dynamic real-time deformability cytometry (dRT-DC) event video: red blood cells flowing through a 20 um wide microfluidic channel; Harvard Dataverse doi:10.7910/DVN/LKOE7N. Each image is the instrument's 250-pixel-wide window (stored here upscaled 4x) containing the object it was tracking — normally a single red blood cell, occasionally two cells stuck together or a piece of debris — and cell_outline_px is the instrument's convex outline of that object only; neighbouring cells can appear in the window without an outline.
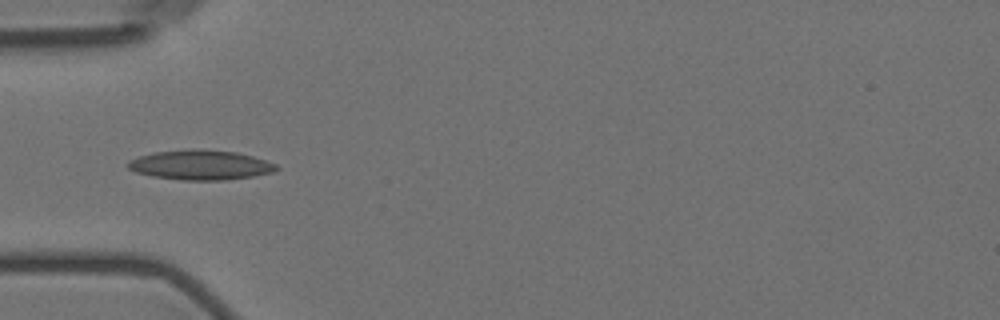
{"species": "Egyptian fruit bat (a non-hibernating species)", "species_latin": "Rousettus aegyptiacus", "temperature_condition": "room temperature", "stored_images_in_passage": 13, "camera_frame_rate_fps": 3000, "um_per_image_px": 0.085, "animal": {"sex": "female"}, "frame": {"image": 1, "passage_image": 3, "time_ms": 2.333, "image_size_px": [1000, 320], "cell_outline_px": [[280, 168], [276, 172], [252, 176], [224, 180], [184, 180], [152, 176], [136, 172], [128, 168], [124, 164], [128, 160], [152, 152], [192, 148], [236, 152], [252, 156], [276, 164]], "centroid_in_image_um": [17.02, 14.01], "position_along_channel_um": 68.0, "area_um2": 25.89}}
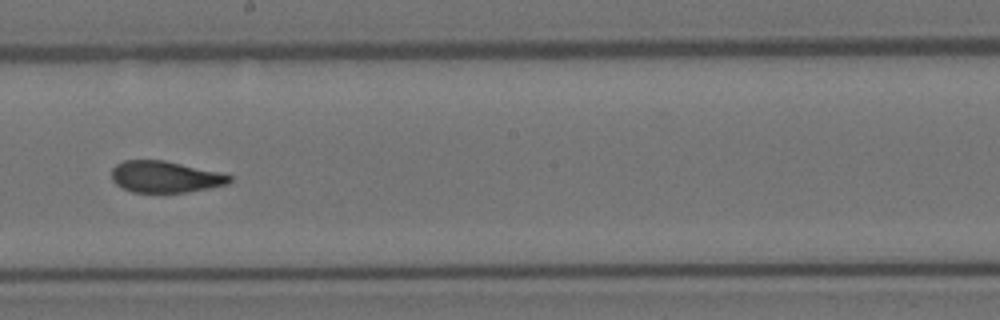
{"frame": {"image": 2, "passage_image": 7, "time_ms": 7.0, "image_size_px": [1000, 320], "cell_outline_px": [[232, 180], [228, 184], [188, 192], [132, 192], [116, 184], [112, 180], [112, 168], [116, 164], [124, 160], [164, 160], [224, 172], [232, 176]], "centroid_in_image_um": [14.08, 15.02], "position_along_channel_um": 234.1, "area_um2": 21.85}}
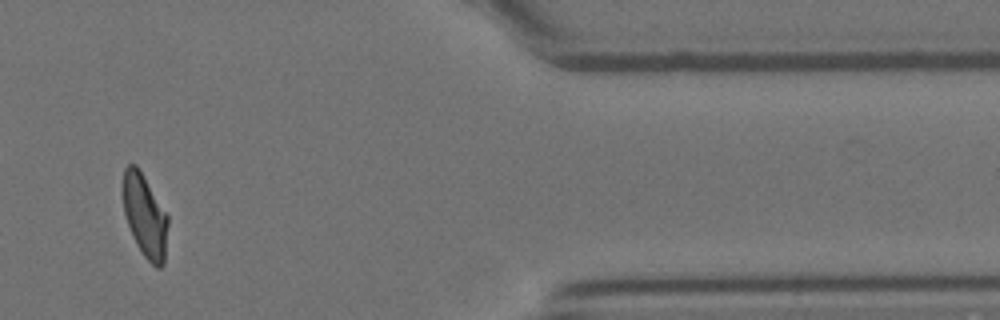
{"frame": {"image": 3, "passage_image": 11, "time_ms": 12.667, "image_size_px": [1000, 320], "cell_outline_px": [[168, 224], [164, 264], [160, 268], [156, 268], [144, 256], [136, 244], [128, 224], [124, 212], [120, 192], [120, 184], [124, 168], [128, 164], [136, 164], [144, 176], [168, 216]], "centroid_in_image_um": [12.27, 18.29], "position_along_channel_um": 399.1, "area_um2": 22.14}, "authors_computed_cell_mechanics": {"area_um2": 22.1374, "velocity_mm_per_s": 3.5575, "shape_relaxation_time_tau1_ms": 6.9212, "shape_relaxation_time_tau2_ms": 1.4275, "deformation_change_tau1": 0.1766, "deformation_change_tau2": 0.046}}